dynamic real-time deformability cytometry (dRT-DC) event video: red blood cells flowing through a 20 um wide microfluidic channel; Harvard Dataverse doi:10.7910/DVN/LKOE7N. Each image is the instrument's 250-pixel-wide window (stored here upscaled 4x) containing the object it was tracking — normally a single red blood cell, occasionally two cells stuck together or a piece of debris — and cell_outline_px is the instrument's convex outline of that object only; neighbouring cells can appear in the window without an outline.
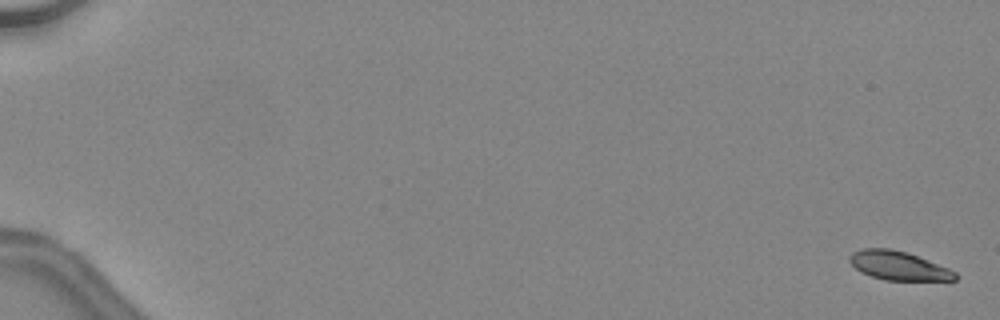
{"species": "common noctule bat (a hibernating species)", "species_latin": "Nyctalus noctula", "temperature_condition": "warm", "stored_images_in_passage": 48, "camera_frame_rate_fps": 3000, "um_per_image_px": 0.085, "animal": {"sex": "female", "body_mass_g": 24.6, "forearm_length_mm": 56.2}, "frame": {"image": 1, "passage_image": 1, "time_ms": 0.0, "image_size_px": [1000, 320], "cell_outline_px": [[956, 280], [884, 280], [860, 272], [848, 260], [848, 256], [852, 252], [860, 248], [888, 248], [908, 252], [948, 268], [956, 272]], "centroid_in_image_um": [76.33, 22.57], "position_along_channel_um": 8.7, "area_um2": 17.74}}
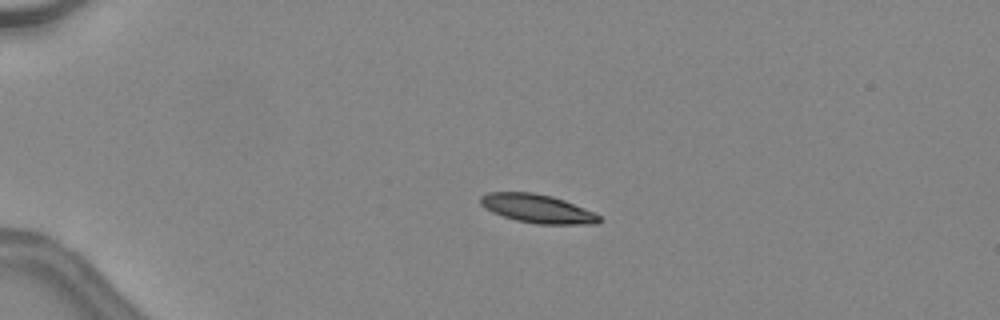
{"frame": {"image": 2, "passage_image": 13, "time_ms": 4.0, "image_size_px": [1000, 320], "cell_outline_px": [[600, 220], [596, 224], [536, 224], [516, 220], [492, 212], [484, 208], [480, 204], [480, 196], [488, 192], [532, 192], [552, 196], [564, 200], [596, 212], [600, 216]], "centroid_in_image_um": [45.68, 17.73], "position_along_channel_um": 39.3, "area_um2": 19.88}}
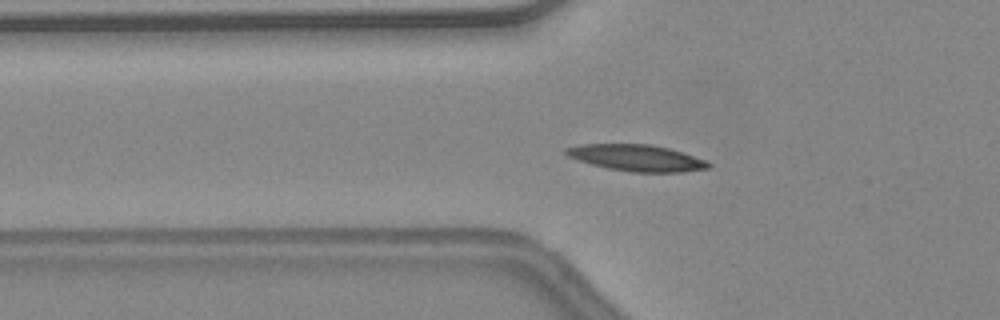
{"frame": {"image": 3, "passage_image": 19, "time_ms": 6.0, "image_size_px": [1000, 320], "cell_outline_px": [[712, 164], [708, 168], [684, 172], [632, 172], [608, 168], [592, 164], [568, 156], [560, 152], [564, 148], [580, 144], [652, 144], [668, 148], [708, 160]], "centroid_in_image_um": [54.11, 13.41], "position_along_channel_um": 71.7, "area_um2": 22.02}, "authors_computed_cell_mechanics": {"area_um2": 19.9988, "velocity_mm_per_s": 4.5151, "shape_relaxation_time_tau1_ms": 3.672, "shape_relaxation_time_tau2_ms": 9.4914, "deformation_change_tau1": 0.1364, "deformation_change_tau2": 0.2075}}